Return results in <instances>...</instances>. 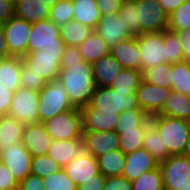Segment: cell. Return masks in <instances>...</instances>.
Segmentation results:
<instances>
[{
    "mask_svg": "<svg viewBox=\"0 0 190 190\" xmlns=\"http://www.w3.org/2000/svg\"><path fill=\"white\" fill-rule=\"evenodd\" d=\"M58 80L72 105L77 108L89 104L97 87L92 63L85 61L61 62Z\"/></svg>",
    "mask_w": 190,
    "mask_h": 190,
    "instance_id": "6da1fadb",
    "label": "cell"
},
{
    "mask_svg": "<svg viewBox=\"0 0 190 190\" xmlns=\"http://www.w3.org/2000/svg\"><path fill=\"white\" fill-rule=\"evenodd\" d=\"M151 125L158 131L163 146L170 155L183 154L186 141L190 134L185 120L170 116H150Z\"/></svg>",
    "mask_w": 190,
    "mask_h": 190,
    "instance_id": "7a4b0ae2",
    "label": "cell"
},
{
    "mask_svg": "<svg viewBox=\"0 0 190 190\" xmlns=\"http://www.w3.org/2000/svg\"><path fill=\"white\" fill-rule=\"evenodd\" d=\"M66 44L60 37V28L50 19L32 23L28 41V53L43 51L50 54H63Z\"/></svg>",
    "mask_w": 190,
    "mask_h": 190,
    "instance_id": "3957f363",
    "label": "cell"
},
{
    "mask_svg": "<svg viewBox=\"0 0 190 190\" xmlns=\"http://www.w3.org/2000/svg\"><path fill=\"white\" fill-rule=\"evenodd\" d=\"M38 98L39 122H44L60 113L75 108L68 99L65 88L59 80L46 83L38 92Z\"/></svg>",
    "mask_w": 190,
    "mask_h": 190,
    "instance_id": "277c9868",
    "label": "cell"
},
{
    "mask_svg": "<svg viewBox=\"0 0 190 190\" xmlns=\"http://www.w3.org/2000/svg\"><path fill=\"white\" fill-rule=\"evenodd\" d=\"M88 105L108 114H121L127 110L140 109L136 94H126L110 87L99 86L96 87Z\"/></svg>",
    "mask_w": 190,
    "mask_h": 190,
    "instance_id": "5b68a950",
    "label": "cell"
},
{
    "mask_svg": "<svg viewBox=\"0 0 190 190\" xmlns=\"http://www.w3.org/2000/svg\"><path fill=\"white\" fill-rule=\"evenodd\" d=\"M42 123L54 140L82 139L83 123L80 108L75 107Z\"/></svg>",
    "mask_w": 190,
    "mask_h": 190,
    "instance_id": "8992f818",
    "label": "cell"
},
{
    "mask_svg": "<svg viewBox=\"0 0 190 190\" xmlns=\"http://www.w3.org/2000/svg\"><path fill=\"white\" fill-rule=\"evenodd\" d=\"M136 1V36L168 29V15L157 0Z\"/></svg>",
    "mask_w": 190,
    "mask_h": 190,
    "instance_id": "52a82bcc",
    "label": "cell"
},
{
    "mask_svg": "<svg viewBox=\"0 0 190 190\" xmlns=\"http://www.w3.org/2000/svg\"><path fill=\"white\" fill-rule=\"evenodd\" d=\"M141 51V72L167 63L168 51L163 32L142 33L136 36Z\"/></svg>",
    "mask_w": 190,
    "mask_h": 190,
    "instance_id": "ba28073f",
    "label": "cell"
},
{
    "mask_svg": "<svg viewBox=\"0 0 190 190\" xmlns=\"http://www.w3.org/2000/svg\"><path fill=\"white\" fill-rule=\"evenodd\" d=\"M159 167L165 190H181L190 183V159L186 156L170 155Z\"/></svg>",
    "mask_w": 190,
    "mask_h": 190,
    "instance_id": "9c48e42d",
    "label": "cell"
},
{
    "mask_svg": "<svg viewBox=\"0 0 190 190\" xmlns=\"http://www.w3.org/2000/svg\"><path fill=\"white\" fill-rule=\"evenodd\" d=\"M38 92L20 88L14 92L8 116L22 122L24 126L39 122Z\"/></svg>",
    "mask_w": 190,
    "mask_h": 190,
    "instance_id": "30bf717a",
    "label": "cell"
},
{
    "mask_svg": "<svg viewBox=\"0 0 190 190\" xmlns=\"http://www.w3.org/2000/svg\"><path fill=\"white\" fill-rule=\"evenodd\" d=\"M32 23L13 16L3 24L7 49L11 56L23 57L28 53V41Z\"/></svg>",
    "mask_w": 190,
    "mask_h": 190,
    "instance_id": "8fae6325",
    "label": "cell"
},
{
    "mask_svg": "<svg viewBox=\"0 0 190 190\" xmlns=\"http://www.w3.org/2000/svg\"><path fill=\"white\" fill-rule=\"evenodd\" d=\"M33 156L22 143L9 145L0 150V161L13 174L18 183L31 174Z\"/></svg>",
    "mask_w": 190,
    "mask_h": 190,
    "instance_id": "7c38bea8",
    "label": "cell"
},
{
    "mask_svg": "<svg viewBox=\"0 0 190 190\" xmlns=\"http://www.w3.org/2000/svg\"><path fill=\"white\" fill-rule=\"evenodd\" d=\"M63 54H50L43 51L27 53L23 62L31 68V72L41 76L47 83L58 80L61 71Z\"/></svg>",
    "mask_w": 190,
    "mask_h": 190,
    "instance_id": "4fadbf2b",
    "label": "cell"
},
{
    "mask_svg": "<svg viewBox=\"0 0 190 190\" xmlns=\"http://www.w3.org/2000/svg\"><path fill=\"white\" fill-rule=\"evenodd\" d=\"M83 150L95 158L119 147V133L116 131H83Z\"/></svg>",
    "mask_w": 190,
    "mask_h": 190,
    "instance_id": "5bb4252c",
    "label": "cell"
},
{
    "mask_svg": "<svg viewBox=\"0 0 190 190\" xmlns=\"http://www.w3.org/2000/svg\"><path fill=\"white\" fill-rule=\"evenodd\" d=\"M172 89L152 85L142 80L136 90L138 106L149 116L156 115L163 107L164 101L170 95Z\"/></svg>",
    "mask_w": 190,
    "mask_h": 190,
    "instance_id": "9a60e30c",
    "label": "cell"
},
{
    "mask_svg": "<svg viewBox=\"0 0 190 190\" xmlns=\"http://www.w3.org/2000/svg\"><path fill=\"white\" fill-rule=\"evenodd\" d=\"M95 31L107 43L110 49L120 41L134 37L127 29V26L123 24L118 13L102 16Z\"/></svg>",
    "mask_w": 190,
    "mask_h": 190,
    "instance_id": "2e32d148",
    "label": "cell"
},
{
    "mask_svg": "<svg viewBox=\"0 0 190 190\" xmlns=\"http://www.w3.org/2000/svg\"><path fill=\"white\" fill-rule=\"evenodd\" d=\"M53 140L42 122L24 127L22 144L33 157L47 155Z\"/></svg>",
    "mask_w": 190,
    "mask_h": 190,
    "instance_id": "e0dca14e",
    "label": "cell"
},
{
    "mask_svg": "<svg viewBox=\"0 0 190 190\" xmlns=\"http://www.w3.org/2000/svg\"><path fill=\"white\" fill-rule=\"evenodd\" d=\"M63 169L77 186L99 173L97 158L84 150Z\"/></svg>",
    "mask_w": 190,
    "mask_h": 190,
    "instance_id": "ac0fdd59",
    "label": "cell"
},
{
    "mask_svg": "<svg viewBox=\"0 0 190 190\" xmlns=\"http://www.w3.org/2000/svg\"><path fill=\"white\" fill-rule=\"evenodd\" d=\"M158 166L159 162L146 149H138L132 153L125 154V167L122 176L129 181H134L143 173Z\"/></svg>",
    "mask_w": 190,
    "mask_h": 190,
    "instance_id": "d6986e66",
    "label": "cell"
},
{
    "mask_svg": "<svg viewBox=\"0 0 190 190\" xmlns=\"http://www.w3.org/2000/svg\"><path fill=\"white\" fill-rule=\"evenodd\" d=\"M83 131H115L119 114L104 113L101 109L89 105L80 108Z\"/></svg>",
    "mask_w": 190,
    "mask_h": 190,
    "instance_id": "ffe728a7",
    "label": "cell"
},
{
    "mask_svg": "<svg viewBox=\"0 0 190 190\" xmlns=\"http://www.w3.org/2000/svg\"><path fill=\"white\" fill-rule=\"evenodd\" d=\"M110 54L121 64L122 68L141 71V51L136 36L120 41L110 49Z\"/></svg>",
    "mask_w": 190,
    "mask_h": 190,
    "instance_id": "44dd1931",
    "label": "cell"
},
{
    "mask_svg": "<svg viewBox=\"0 0 190 190\" xmlns=\"http://www.w3.org/2000/svg\"><path fill=\"white\" fill-rule=\"evenodd\" d=\"M96 86L110 87L122 70L121 64L111 55H105L92 63Z\"/></svg>",
    "mask_w": 190,
    "mask_h": 190,
    "instance_id": "7402d4cb",
    "label": "cell"
},
{
    "mask_svg": "<svg viewBox=\"0 0 190 190\" xmlns=\"http://www.w3.org/2000/svg\"><path fill=\"white\" fill-rule=\"evenodd\" d=\"M82 150V139L53 140L47 155L64 168L76 158Z\"/></svg>",
    "mask_w": 190,
    "mask_h": 190,
    "instance_id": "603a6c76",
    "label": "cell"
},
{
    "mask_svg": "<svg viewBox=\"0 0 190 190\" xmlns=\"http://www.w3.org/2000/svg\"><path fill=\"white\" fill-rule=\"evenodd\" d=\"M22 57L10 56L0 59V84L10 91L21 88Z\"/></svg>",
    "mask_w": 190,
    "mask_h": 190,
    "instance_id": "cb8c5ba5",
    "label": "cell"
},
{
    "mask_svg": "<svg viewBox=\"0 0 190 190\" xmlns=\"http://www.w3.org/2000/svg\"><path fill=\"white\" fill-rule=\"evenodd\" d=\"M50 7L43 0H21L15 4V16L35 23L49 19Z\"/></svg>",
    "mask_w": 190,
    "mask_h": 190,
    "instance_id": "d4e9b609",
    "label": "cell"
},
{
    "mask_svg": "<svg viewBox=\"0 0 190 190\" xmlns=\"http://www.w3.org/2000/svg\"><path fill=\"white\" fill-rule=\"evenodd\" d=\"M185 119L190 116V97L172 90L164 101L162 109L156 114Z\"/></svg>",
    "mask_w": 190,
    "mask_h": 190,
    "instance_id": "484cf974",
    "label": "cell"
},
{
    "mask_svg": "<svg viewBox=\"0 0 190 190\" xmlns=\"http://www.w3.org/2000/svg\"><path fill=\"white\" fill-rule=\"evenodd\" d=\"M74 6L73 20L95 30L102 18L96 0H72Z\"/></svg>",
    "mask_w": 190,
    "mask_h": 190,
    "instance_id": "4316f807",
    "label": "cell"
},
{
    "mask_svg": "<svg viewBox=\"0 0 190 190\" xmlns=\"http://www.w3.org/2000/svg\"><path fill=\"white\" fill-rule=\"evenodd\" d=\"M24 125L8 115L0 116V150L9 145L22 143Z\"/></svg>",
    "mask_w": 190,
    "mask_h": 190,
    "instance_id": "83f0119b",
    "label": "cell"
},
{
    "mask_svg": "<svg viewBox=\"0 0 190 190\" xmlns=\"http://www.w3.org/2000/svg\"><path fill=\"white\" fill-rule=\"evenodd\" d=\"M78 48L83 60L88 63H93L102 56L110 54V48L107 46V43L95 30Z\"/></svg>",
    "mask_w": 190,
    "mask_h": 190,
    "instance_id": "f1b7e54d",
    "label": "cell"
},
{
    "mask_svg": "<svg viewBox=\"0 0 190 190\" xmlns=\"http://www.w3.org/2000/svg\"><path fill=\"white\" fill-rule=\"evenodd\" d=\"M99 172L105 177L122 176L125 167V154L118 149L97 157Z\"/></svg>",
    "mask_w": 190,
    "mask_h": 190,
    "instance_id": "f546056e",
    "label": "cell"
},
{
    "mask_svg": "<svg viewBox=\"0 0 190 190\" xmlns=\"http://www.w3.org/2000/svg\"><path fill=\"white\" fill-rule=\"evenodd\" d=\"M60 37L66 46H79L89 37L93 29L77 21H69L59 27Z\"/></svg>",
    "mask_w": 190,
    "mask_h": 190,
    "instance_id": "4dcf8cb0",
    "label": "cell"
},
{
    "mask_svg": "<svg viewBox=\"0 0 190 190\" xmlns=\"http://www.w3.org/2000/svg\"><path fill=\"white\" fill-rule=\"evenodd\" d=\"M142 72L135 69L122 68L110 88L117 92L136 94L142 82Z\"/></svg>",
    "mask_w": 190,
    "mask_h": 190,
    "instance_id": "1f68e13d",
    "label": "cell"
},
{
    "mask_svg": "<svg viewBox=\"0 0 190 190\" xmlns=\"http://www.w3.org/2000/svg\"><path fill=\"white\" fill-rule=\"evenodd\" d=\"M151 125L150 116L141 109H131L119 114L116 125V132L134 129L135 127H149Z\"/></svg>",
    "mask_w": 190,
    "mask_h": 190,
    "instance_id": "d6a6232c",
    "label": "cell"
},
{
    "mask_svg": "<svg viewBox=\"0 0 190 190\" xmlns=\"http://www.w3.org/2000/svg\"><path fill=\"white\" fill-rule=\"evenodd\" d=\"M148 127H135L134 129L122 130L119 133V147L124 154L132 153L143 148L144 135Z\"/></svg>",
    "mask_w": 190,
    "mask_h": 190,
    "instance_id": "836d02e7",
    "label": "cell"
},
{
    "mask_svg": "<svg viewBox=\"0 0 190 190\" xmlns=\"http://www.w3.org/2000/svg\"><path fill=\"white\" fill-rule=\"evenodd\" d=\"M143 148L153 155L159 164L170 156L167 147L163 146L158 131L152 125L145 131Z\"/></svg>",
    "mask_w": 190,
    "mask_h": 190,
    "instance_id": "e575fe53",
    "label": "cell"
},
{
    "mask_svg": "<svg viewBox=\"0 0 190 190\" xmlns=\"http://www.w3.org/2000/svg\"><path fill=\"white\" fill-rule=\"evenodd\" d=\"M171 89L190 97V65L185 61L172 64Z\"/></svg>",
    "mask_w": 190,
    "mask_h": 190,
    "instance_id": "d590c367",
    "label": "cell"
},
{
    "mask_svg": "<svg viewBox=\"0 0 190 190\" xmlns=\"http://www.w3.org/2000/svg\"><path fill=\"white\" fill-rule=\"evenodd\" d=\"M172 64L165 63L146 69L142 72V79L152 85L171 88Z\"/></svg>",
    "mask_w": 190,
    "mask_h": 190,
    "instance_id": "8d00e7d4",
    "label": "cell"
},
{
    "mask_svg": "<svg viewBox=\"0 0 190 190\" xmlns=\"http://www.w3.org/2000/svg\"><path fill=\"white\" fill-rule=\"evenodd\" d=\"M133 190H165L160 167L154 168L140 175L132 181Z\"/></svg>",
    "mask_w": 190,
    "mask_h": 190,
    "instance_id": "74e56055",
    "label": "cell"
},
{
    "mask_svg": "<svg viewBox=\"0 0 190 190\" xmlns=\"http://www.w3.org/2000/svg\"><path fill=\"white\" fill-rule=\"evenodd\" d=\"M74 6L72 0H59L50 7L49 19L59 27L73 20Z\"/></svg>",
    "mask_w": 190,
    "mask_h": 190,
    "instance_id": "f35d334b",
    "label": "cell"
},
{
    "mask_svg": "<svg viewBox=\"0 0 190 190\" xmlns=\"http://www.w3.org/2000/svg\"><path fill=\"white\" fill-rule=\"evenodd\" d=\"M190 29V0L168 15V30Z\"/></svg>",
    "mask_w": 190,
    "mask_h": 190,
    "instance_id": "ab89813d",
    "label": "cell"
},
{
    "mask_svg": "<svg viewBox=\"0 0 190 190\" xmlns=\"http://www.w3.org/2000/svg\"><path fill=\"white\" fill-rule=\"evenodd\" d=\"M61 167L48 155H41L32 158L31 173L39 177L46 178L50 174L61 171Z\"/></svg>",
    "mask_w": 190,
    "mask_h": 190,
    "instance_id": "60d3db41",
    "label": "cell"
},
{
    "mask_svg": "<svg viewBox=\"0 0 190 190\" xmlns=\"http://www.w3.org/2000/svg\"><path fill=\"white\" fill-rule=\"evenodd\" d=\"M43 184L46 190H77L78 188L64 169L43 178Z\"/></svg>",
    "mask_w": 190,
    "mask_h": 190,
    "instance_id": "b9f144b4",
    "label": "cell"
},
{
    "mask_svg": "<svg viewBox=\"0 0 190 190\" xmlns=\"http://www.w3.org/2000/svg\"><path fill=\"white\" fill-rule=\"evenodd\" d=\"M164 43L168 51L167 63L175 64L184 61L180 41L175 32L164 30Z\"/></svg>",
    "mask_w": 190,
    "mask_h": 190,
    "instance_id": "7bdbcfd3",
    "label": "cell"
},
{
    "mask_svg": "<svg viewBox=\"0 0 190 190\" xmlns=\"http://www.w3.org/2000/svg\"><path fill=\"white\" fill-rule=\"evenodd\" d=\"M20 79L22 88L37 92H39L47 83L41 76L31 72V68L23 62V59Z\"/></svg>",
    "mask_w": 190,
    "mask_h": 190,
    "instance_id": "ee69618b",
    "label": "cell"
},
{
    "mask_svg": "<svg viewBox=\"0 0 190 190\" xmlns=\"http://www.w3.org/2000/svg\"><path fill=\"white\" fill-rule=\"evenodd\" d=\"M123 24L136 36V1L124 0L122 8L118 12Z\"/></svg>",
    "mask_w": 190,
    "mask_h": 190,
    "instance_id": "f6af8a7d",
    "label": "cell"
},
{
    "mask_svg": "<svg viewBox=\"0 0 190 190\" xmlns=\"http://www.w3.org/2000/svg\"><path fill=\"white\" fill-rule=\"evenodd\" d=\"M19 183L8 170V168L0 161V190H18Z\"/></svg>",
    "mask_w": 190,
    "mask_h": 190,
    "instance_id": "bcb514c9",
    "label": "cell"
},
{
    "mask_svg": "<svg viewBox=\"0 0 190 190\" xmlns=\"http://www.w3.org/2000/svg\"><path fill=\"white\" fill-rule=\"evenodd\" d=\"M103 190H133L132 181L123 176L106 177Z\"/></svg>",
    "mask_w": 190,
    "mask_h": 190,
    "instance_id": "7dc6e473",
    "label": "cell"
},
{
    "mask_svg": "<svg viewBox=\"0 0 190 190\" xmlns=\"http://www.w3.org/2000/svg\"><path fill=\"white\" fill-rule=\"evenodd\" d=\"M102 16L118 13L124 0H96Z\"/></svg>",
    "mask_w": 190,
    "mask_h": 190,
    "instance_id": "c3c4849f",
    "label": "cell"
},
{
    "mask_svg": "<svg viewBox=\"0 0 190 190\" xmlns=\"http://www.w3.org/2000/svg\"><path fill=\"white\" fill-rule=\"evenodd\" d=\"M170 31H173L177 34L183 52L184 61L190 65V29Z\"/></svg>",
    "mask_w": 190,
    "mask_h": 190,
    "instance_id": "681fc988",
    "label": "cell"
},
{
    "mask_svg": "<svg viewBox=\"0 0 190 190\" xmlns=\"http://www.w3.org/2000/svg\"><path fill=\"white\" fill-rule=\"evenodd\" d=\"M18 190H46V189L43 184V179L31 173L23 181L19 183Z\"/></svg>",
    "mask_w": 190,
    "mask_h": 190,
    "instance_id": "f907efd6",
    "label": "cell"
},
{
    "mask_svg": "<svg viewBox=\"0 0 190 190\" xmlns=\"http://www.w3.org/2000/svg\"><path fill=\"white\" fill-rule=\"evenodd\" d=\"M14 92L0 84V116L8 115Z\"/></svg>",
    "mask_w": 190,
    "mask_h": 190,
    "instance_id": "816d5d0a",
    "label": "cell"
},
{
    "mask_svg": "<svg viewBox=\"0 0 190 190\" xmlns=\"http://www.w3.org/2000/svg\"><path fill=\"white\" fill-rule=\"evenodd\" d=\"M106 177L102 173L93 176V179H88L80 184L77 190H103Z\"/></svg>",
    "mask_w": 190,
    "mask_h": 190,
    "instance_id": "f5cc1de1",
    "label": "cell"
},
{
    "mask_svg": "<svg viewBox=\"0 0 190 190\" xmlns=\"http://www.w3.org/2000/svg\"><path fill=\"white\" fill-rule=\"evenodd\" d=\"M15 16V4L11 0H0V21L4 24Z\"/></svg>",
    "mask_w": 190,
    "mask_h": 190,
    "instance_id": "db71d44e",
    "label": "cell"
},
{
    "mask_svg": "<svg viewBox=\"0 0 190 190\" xmlns=\"http://www.w3.org/2000/svg\"><path fill=\"white\" fill-rule=\"evenodd\" d=\"M84 61L78 46H66L61 62Z\"/></svg>",
    "mask_w": 190,
    "mask_h": 190,
    "instance_id": "11a10c76",
    "label": "cell"
},
{
    "mask_svg": "<svg viewBox=\"0 0 190 190\" xmlns=\"http://www.w3.org/2000/svg\"><path fill=\"white\" fill-rule=\"evenodd\" d=\"M167 15L175 11L186 0H157Z\"/></svg>",
    "mask_w": 190,
    "mask_h": 190,
    "instance_id": "9f6ffc18",
    "label": "cell"
},
{
    "mask_svg": "<svg viewBox=\"0 0 190 190\" xmlns=\"http://www.w3.org/2000/svg\"><path fill=\"white\" fill-rule=\"evenodd\" d=\"M9 51L7 49V42L5 40V34L3 30H0V59L10 57Z\"/></svg>",
    "mask_w": 190,
    "mask_h": 190,
    "instance_id": "6f0895ef",
    "label": "cell"
},
{
    "mask_svg": "<svg viewBox=\"0 0 190 190\" xmlns=\"http://www.w3.org/2000/svg\"><path fill=\"white\" fill-rule=\"evenodd\" d=\"M182 155H184L190 159V134H189L188 139L186 141V146H185V149H184Z\"/></svg>",
    "mask_w": 190,
    "mask_h": 190,
    "instance_id": "680465c9",
    "label": "cell"
},
{
    "mask_svg": "<svg viewBox=\"0 0 190 190\" xmlns=\"http://www.w3.org/2000/svg\"><path fill=\"white\" fill-rule=\"evenodd\" d=\"M47 3L49 7H52L59 0H43Z\"/></svg>",
    "mask_w": 190,
    "mask_h": 190,
    "instance_id": "91938a15",
    "label": "cell"
},
{
    "mask_svg": "<svg viewBox=\"0 0 190 190\" xmlns=\"http://www.w3.org/2000/svg\"><path fill=\"white\" fill-rule=\"evenodd\" d=\"M184 120H185L186 126H187V128L189 129V132H190V116L185 118Z\"/></svg>",
    "mask_w": 190,
    "mask_h": 190,
    "instance_id": "94428289",
    "label": "cell"
},
{
    "mask_svg": "<svg viewBox=\"0 0 190 190\" xmlns=\"http://www.w3.org/2000/svg\"><path fill=\"white\" fill-rule=\"evenodd\" d=\"M181 190H190V183L186 185L184 188H182Z\"/></svg>",
    "mask_w": 190,
    "mask_h": 190,
    "instance_id": "6125c7cd",
    "label": "cell"
},
{
    "mask_svg": "<svg viewBox=\"0 0 190 190\" xmlns=\"http://www.w3.org/2000/svg\"><path fill=\"white\" fill-rule=\"evenodd\" d=\"M14 4H17L21 0H11Z\"/></svg>",
    "mask_w": 190,
    "mask_h": 190,
    "instance_id": "be15d7a7",
    "label": "cell"
},
{
    "mask_svg": "<svg viewBox=\"0 0 190 190\" xmlns=\"http://www.w3.org/2000/svg\"><path fill=\"white\" fill-rule=\"evenodd\" d=\"M0 30H3V23L0 21Z\"/></svg>",
    "mask_w": 190,
    "mask_h": 190,
    "instance_id": "e7e4bbea",
    "label": "cell"
}]
</instances>
